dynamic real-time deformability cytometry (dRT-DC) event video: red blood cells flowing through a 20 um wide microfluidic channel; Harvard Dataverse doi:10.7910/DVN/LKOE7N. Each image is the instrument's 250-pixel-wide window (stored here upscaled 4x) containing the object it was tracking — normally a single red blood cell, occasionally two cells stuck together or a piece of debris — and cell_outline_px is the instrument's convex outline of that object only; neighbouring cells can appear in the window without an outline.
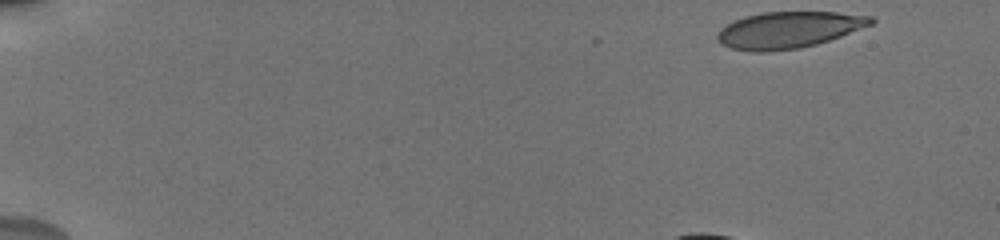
{"species": "human", "species_latin": "Homo sapiens", "temperature_condition": "cold", "stored_images_in_passage": 51, "camera_frame_rate_fps": 3000, "um_per_image_px": 0.085, "donor": {"sex": "male"}, "frame": {"image": 1, "passage_image": 1, "time_ms": 0.0, "image_size_px": [1000, 240], "cell_outline_px": [[876, 20], [872, 24], [840, 36], [816, 44], [800, 48], [768, 52], [752, 52], [732, 48], [720, 44], [716, 40], [716, 36], [720, 28], [744, 16], [764, 12], [836, 12], [872, 16]], "centroid_in_image_um": [67.0, 2.54], "position_along_channel_um": 18.0, "area_um2": 32.66}, "authors_computed_cell_mechanics": {"area_um2": 38.2636, "velocity_mm_per_s": 3.7844, "shape_relaxation_time_tau1_ms": 1.8862, "shape_relaxation_time_tau2_ms": 1.0098, "deformation_change_tau1": 0.0899, "deformation_change_tau2": 0.0401}}